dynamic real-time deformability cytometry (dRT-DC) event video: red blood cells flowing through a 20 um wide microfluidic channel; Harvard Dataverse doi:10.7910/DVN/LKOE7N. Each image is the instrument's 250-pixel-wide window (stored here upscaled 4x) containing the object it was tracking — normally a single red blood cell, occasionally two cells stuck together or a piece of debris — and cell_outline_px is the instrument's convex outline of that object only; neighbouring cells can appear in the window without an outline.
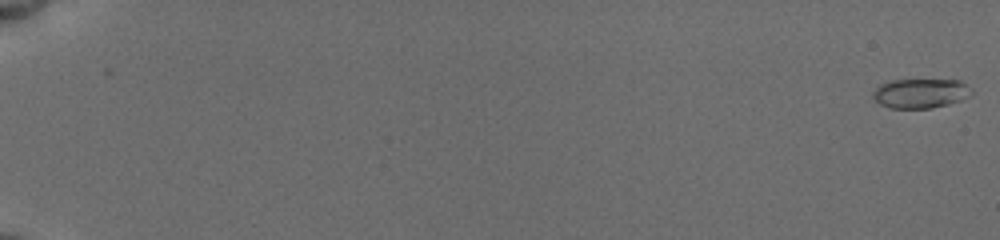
{"species": "common noctule bat (a hibernating species)", "species_latin": "Nyctalus noctula", "temperature_condition": "cold", "stored_images_in_passage": 66, "camera_frame_rate_fps": 3000, "um_per_image_px": 0.085, "animal": {"sex": "female", "body_mass_g": 19.5, "forearm_length_mm": 54.1}, "frame": {"image": 1, "passage_image": 1, "time_ms": 0.0, "image_size_px": [1000, 240], "cell_outline_px": [[972, 96], [948, 104], [932, 108], [892, 108], [880, 104], [872, 96], [872, 92], [880, 84], [892, 80], [960, 80], [972, 88]], "centroid_in_image_um": [78.27, 7.93], "position_along_channel_um": 6.7, "area_um2": 16.99}}
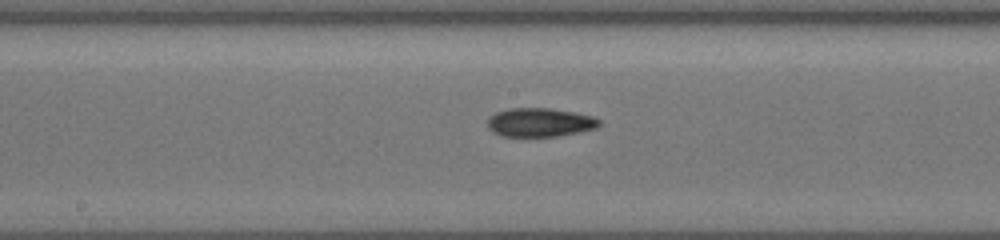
{"frame": {"image": 2, "passage_image": 37, "time_ms": 10.667, "image_size_px": [1000, 240], "cell_outline_px": [[600, 124], [596, 128], [556, 136], [500, 136], [492, 132], [488, 128], [488, 116], [496, 112], [508, 108], [548, 108], [576, 112], [592, 116], [600, 120]], "centroid_in_image_um": [45.84, 10.39], "position_along_channel_um": 202.4, "area_um2": 18.73}}
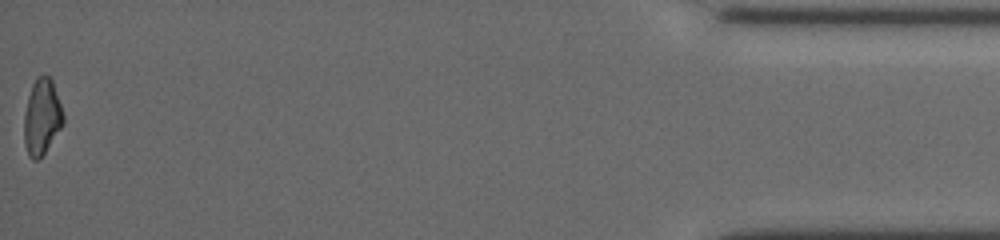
{"frame": {"image": 3, "passage_image": 65, "time_ms": 18.667, "image_size_px": [1000, 240], "cell_outline_px": [[64, 124], [44, 152], [36, 160], [32, 160], [28, 156], [24, 144], [24, 112], [28, 96], [32, 84], [36, 76], [48, 76], [52, 80], [64, 116]], "centroid_in_image_um": [3.54, 9.94], "position_along_channel_um": 431.7, "area_um2": 17.22}, "authors_computed_cell_mechanics": {"area_um2": 17.7446, "velocity_mm_per_s": 3.8527, "shape_relaxation_time_tau1_ms": 5.7023, "shape_relaxation_time_tau2_ms": 7.5542, "deformation_change_tau1": 0.1672, "deformation_change_tau2": 0.1526}}